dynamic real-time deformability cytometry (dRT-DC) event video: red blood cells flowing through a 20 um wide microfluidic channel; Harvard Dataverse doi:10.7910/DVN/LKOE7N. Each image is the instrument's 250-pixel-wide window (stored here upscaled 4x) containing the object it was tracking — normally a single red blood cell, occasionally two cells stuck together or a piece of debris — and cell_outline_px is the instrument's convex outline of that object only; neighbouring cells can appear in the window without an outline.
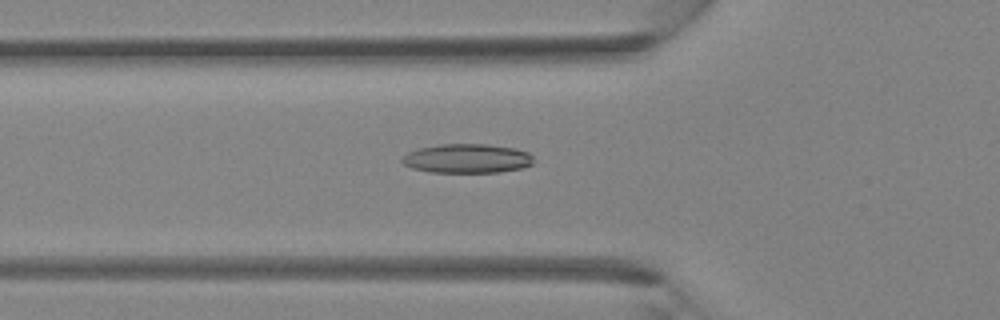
{"species": "Egyptian fruit bat (a non-hibernating species)", "species_latin": "Rousettus aegyptiacus", "temperature_condition": "room temperature", "stored_images_in_passage": 37, "camera_frame_rate_fps": 3000, "um_per_image_px": 0.085, "animal": {"sex": "female"}, "frame": {"image": 1, "passage_image": 14, "time_ms": 4.333, "image_size_px": [1000, 320], "cell_outline_px": [[532, 164], [524, 168], [500, 172], [428, 172], [412, 168], [404, 164], [400, 160], [408, 152], [420, 148], [440, 144], [484, 144], [512, 148], [528, 152], [532, 156]], "centroid_in_image_um": [39.69, 13.48], "position_along_channel_um": 86.1, "area_um2": 22.25}}
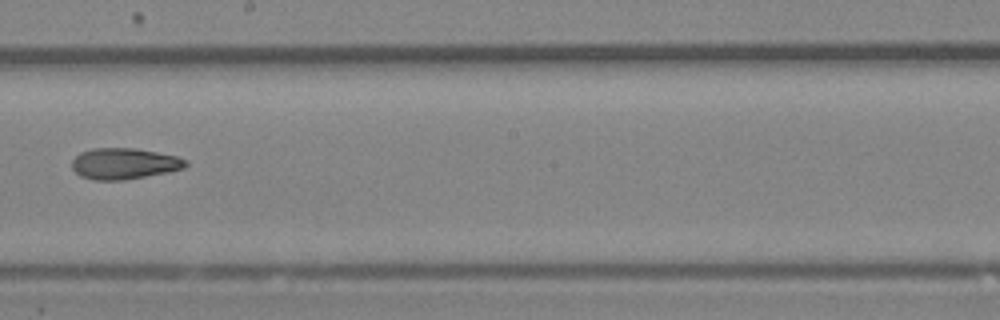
{"frame": {"image": 2, "passage_image": 23, "time_ms": 7.333, "image_size_px": [1000, 320], "cell_outline_px": [[188, 164], [184, 168], [168, 172], [124, 180], [96, 180], [80, 176], [72, 168], [72, 160], [80, 152], [92, 148], [132, 148], [156, 152], [176, 156], [188, 160]], "centroid_in_image_um": [10.55, 13.91], "position_along_channel_um": 237.7, "area_um2": 20.58}}
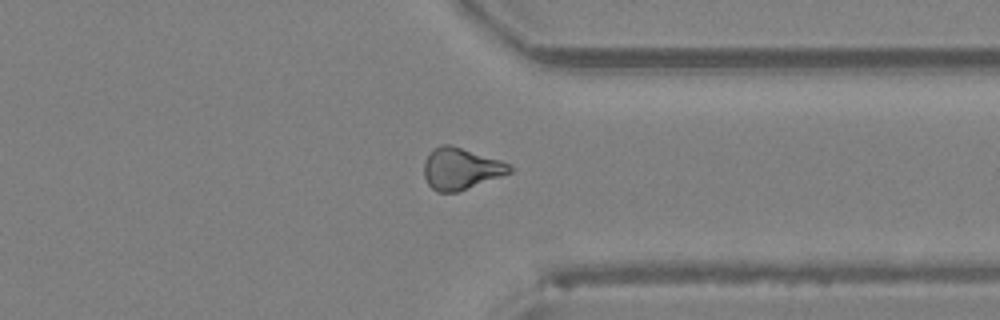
{"frame": {"image": 3, "passage_image": 31, "time_ms": 10.0, "image_size_px": [1000, 320], "cell_outline_px": [[516, 168], [512, 172], [456, 192], [436, 192], [428, 184], [424, 176], [424, 160], [432, 148], [444, 144], [448, 144], [500, 160]], "centroid_in_image_um": [39.15, 14.33], "position_along_channel_um": 372.3, "area_um2": 20.58}}